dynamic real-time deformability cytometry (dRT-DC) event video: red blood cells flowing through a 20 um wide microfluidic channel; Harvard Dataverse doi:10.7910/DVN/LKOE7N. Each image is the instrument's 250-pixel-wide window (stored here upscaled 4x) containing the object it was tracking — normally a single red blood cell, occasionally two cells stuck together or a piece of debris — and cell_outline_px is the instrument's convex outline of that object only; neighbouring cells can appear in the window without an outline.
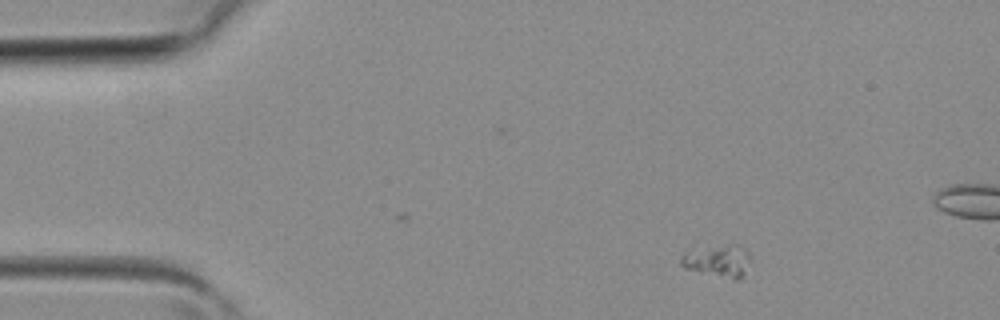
{"species": "common noctule bat (a hibernating species)", "species_latin": "Nyctalus noctula", "temperature_condition": "room temperature", "stored_images_in_passage": 3, "camera_frame_rate_fps": 3000, "um_per_image_px": 0.085, "animal": {"sex": "female", "body_mass_g": 19.3, "forearm_length_mm": 54.1}, "frame": {"image": 1, "passage_image": 1, "time_ms": 0.0, "image_size_px": [1000, 320], "cell_outline_px": [[752, 260], [744, 276], [736, 280], [732, 280], [684, 268], [680, 264], [680, 256], [684, 252], [728, 244], [736, 244], [744, 248], [748, 252]], "centroid_in_image_um": [61.07, 22.2], "position_along_channel_um": 23.9, "area_um2": 13.24}}